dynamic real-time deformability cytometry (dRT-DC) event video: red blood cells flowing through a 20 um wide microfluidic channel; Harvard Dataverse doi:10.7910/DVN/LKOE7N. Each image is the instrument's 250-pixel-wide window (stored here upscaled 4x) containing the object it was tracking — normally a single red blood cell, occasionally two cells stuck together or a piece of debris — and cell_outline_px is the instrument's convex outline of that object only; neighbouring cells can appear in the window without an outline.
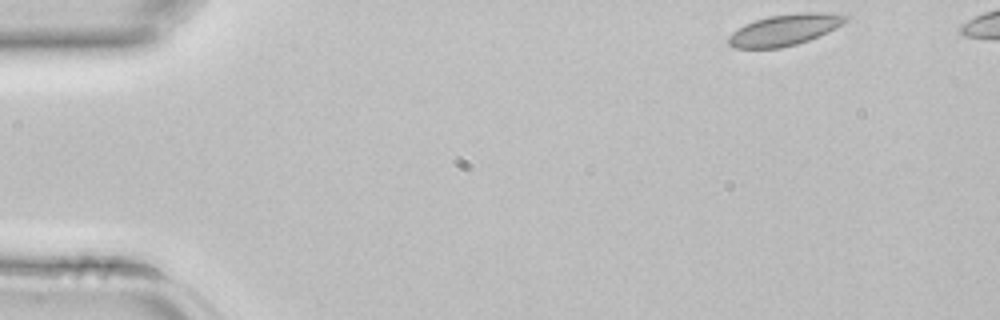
{"species": "common noctule bat (a hibernating species)", "species_latin": "Nyctalus noctula", "temperature_condition": "room temperature", "stored_images_in_passage": 3, "camera_frame_rate_fps": 3000, "um_per_image_px": 0.085, "animal": {"sex": "female", "body_mass_g": 22.7, "forearm_length_mm": 54.2}, "frame": {"image": 1, "passage_image": 1, "time_ms": 0.0, "image_size_px": [1000, 320], "cell_outline_px": [[848, 20], [828, 32], [808, 40], [796, 44], [780, 48], [732, 48], [728, 44], [728, 36], [732, 32], [744, 24], [768, 16], [800, 12], [840, 12], [848, 16]], "centroid_in_image_um": [66.71, 2.52], "position_along_channel_um": 18.3, "area_um2": 21.5}}